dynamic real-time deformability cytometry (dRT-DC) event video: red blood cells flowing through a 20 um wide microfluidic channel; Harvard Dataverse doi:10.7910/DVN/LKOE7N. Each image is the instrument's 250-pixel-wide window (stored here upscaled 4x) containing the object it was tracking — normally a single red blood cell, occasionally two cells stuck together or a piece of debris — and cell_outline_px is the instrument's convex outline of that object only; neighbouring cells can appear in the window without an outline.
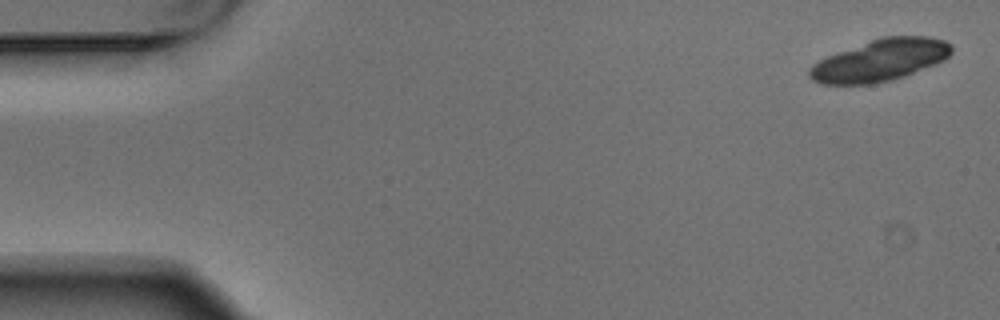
{"species": "Egyptian fruit bat (a non-hibernating species)", "species_latin": "Rousettus aegyptiacus", "temperature_condition": "warm", "stored_images_in_passage": 6, "camera_frame_rate_fps": 3000, "um_per_image_px": 0.085, "animal": {"sex": "male"}, "frame": {"image": 1, "passage_image": 1, "time_ms": 0.0, "image_size_px": [1000, 320], "cell_outline_px": [[952, 52], [944, 60], [936, 64], [904, 76], [892, 80], [872, 84], [820, 84], [812, 80], [808, 76], [808, 68], [812, 64], [828, 56], [880, 36], [928, 36], [944, 40], [952, 44]], "centroid_in_image_um": [74.82, 5.12], "position_along_channel_um": 10.2, "area_um2": 34.74}}